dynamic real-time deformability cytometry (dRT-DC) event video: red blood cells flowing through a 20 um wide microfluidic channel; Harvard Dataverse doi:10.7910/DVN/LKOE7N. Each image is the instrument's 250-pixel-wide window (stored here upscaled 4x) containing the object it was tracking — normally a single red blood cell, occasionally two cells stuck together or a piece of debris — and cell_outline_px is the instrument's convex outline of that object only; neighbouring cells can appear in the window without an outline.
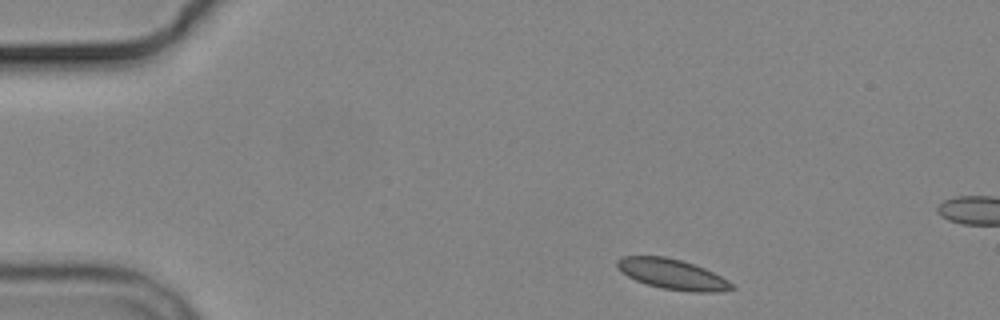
{"species": "common noctule bat (a hibernating species)", "species_latin": "Nyctalus noctula", "temperature_condition": "cold", "stored_images_in_passage": 3, "camera_frame_rate_fps": 3000, "um_per_image_px": 0.085, "animal": {"sex": "male", "body_mass_g": 19.2, "forearm_length_mm": 51.8}, "frame": {"image": 1, "passage_image": 1, "time_ms": 0.0, "image_size_px": [1000, 320], "cell_outline_px": [[736, 288], [720, 292], [692, 292], [660, 288], [636, 280], [628, 276], [616, 268], [616, 260], [624, 256], [664, 256], [680, 260], [704, 268], [728, 280]], "centroid_in_image_um": [57.14, 23.31], "position_along_channel_um": 27.9, "area_um2": 20.11}}